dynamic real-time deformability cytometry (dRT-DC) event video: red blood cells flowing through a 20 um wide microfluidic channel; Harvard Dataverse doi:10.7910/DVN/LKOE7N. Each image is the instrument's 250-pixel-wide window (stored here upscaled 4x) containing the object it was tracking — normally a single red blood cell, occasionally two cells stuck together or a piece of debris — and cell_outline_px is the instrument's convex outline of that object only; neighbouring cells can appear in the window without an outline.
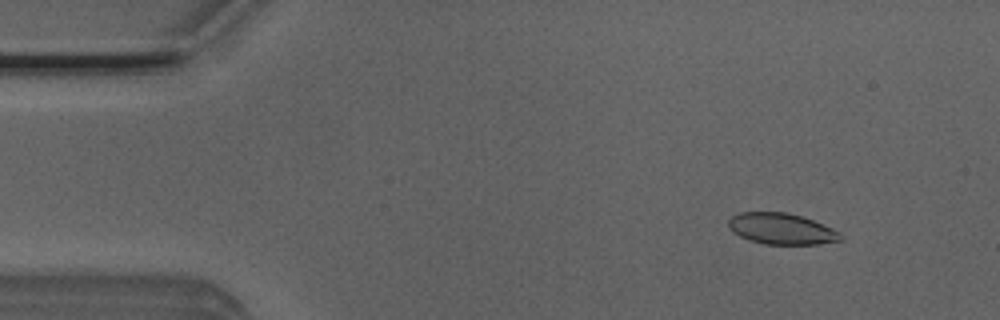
{"species": "Egyptian fruit bat (a non-hibernating species)", "species_latin": "Rousettus aegyptiacus", "temperature_condition": "room temperature", "stored_images_in_passage": 5, "camera_frame_rate_fps": 3000, "um_per_image_px": 0.085, "animal": {"sex": "male"}, "frame": {"image": 1, "passage_image": 1, "time_ms": 0.0, "image_size_px": [1000, 320], "cell_outline_px": [[844, 240], [820, 244], [764, 244], [740, 236], [732, 232], [728, 224], [728, 220], [732, 216], [740, 212], [788, 212], [812, 220], [832, 228], [840, 232], [844, 236]], "centroid_in_image_um": [66.46, 19.45], "position_along_channel_um": 18.5, "area_um2": 20.35}}
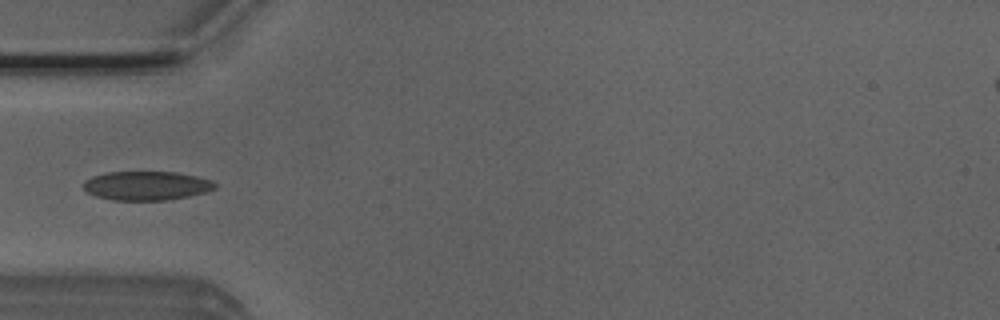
{"frame": {"image": 2, "passage_image": 4, "time_ms": 1.0, "image_size_px": [1000, 320], "cell_outline_px": [[216, 188], [208, 192], [188, 196], [164, 200], [112, 200], [96, 196], [84, 192], [84, 180], [92, 176], [104, 172], [176, 172], [196, 176], [212, 180], [216, 184]], "centroid_in_image_um": [12.43, 15.78], "position_along_channel_um": 72.6, "area_um2": 22.37}}